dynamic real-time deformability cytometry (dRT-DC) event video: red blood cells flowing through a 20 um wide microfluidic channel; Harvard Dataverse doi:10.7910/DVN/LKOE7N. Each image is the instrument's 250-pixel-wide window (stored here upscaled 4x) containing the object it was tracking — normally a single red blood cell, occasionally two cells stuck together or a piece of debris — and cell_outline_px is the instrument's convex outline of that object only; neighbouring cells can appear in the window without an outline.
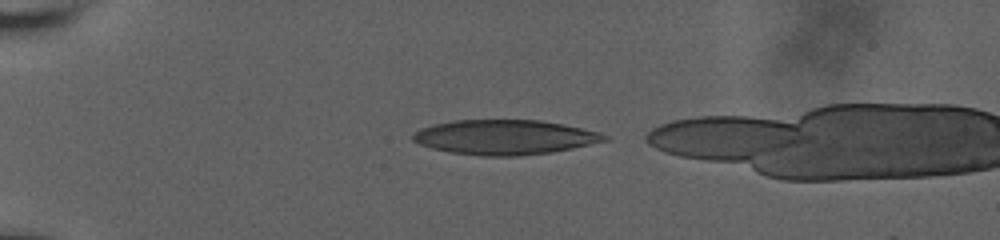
{"species": "human", "species_latin": "Homo sapiens", "temperature_condition": "room temperature", "stored_images_in_passage": 3, "camera_frame_rate_fps": 3000, "um_per_image_px": 0.085, "donor": {"sex": "male"}, "frame": {"image": 1, "passage_image": 1, "time_ms": 0.0, "image_size_px": [1000, 240], "cell_outline_px": [[608, 140], [572, 148], [552, 152], [520, 156], [480, 156], [452, 152], [432, 148], [420, 144], [412, 140], [412, 136], [420, 128], [432, 124], [456, 120], [540, 120], [564, 124], [600, 132], [608, 136]], "centroid_in_image_um": [42.91, 11.66], "position_along_channel_um": 42.1, "area_um2": 38.78}}
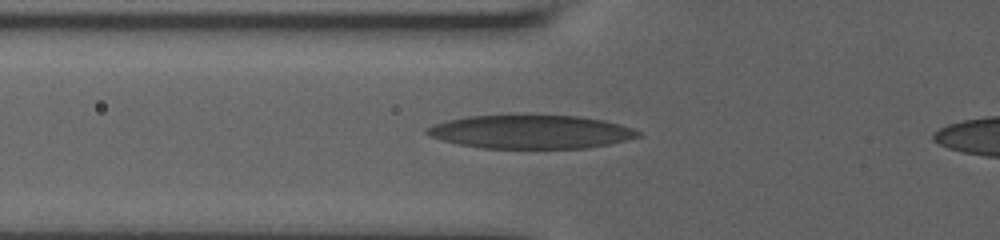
{"frame": {"image": 2, "passage_image": 3, "time_ms": 2.333, "image_size_px": [1000, 240], "cell_outline_px": [[640, 136], [608, 144], [584, 148], [484, 148], [460, 144], [428, 136], [424, 132], [424, 128], [448, 120], [468, 116], [580, 116], [604, 120], [620, 124], [632, 128], [640, 132]], "centroid_in_image_um": [45.11, 11.21], "position_along_channel_um": 80.7, "area_um2": 40.75}}